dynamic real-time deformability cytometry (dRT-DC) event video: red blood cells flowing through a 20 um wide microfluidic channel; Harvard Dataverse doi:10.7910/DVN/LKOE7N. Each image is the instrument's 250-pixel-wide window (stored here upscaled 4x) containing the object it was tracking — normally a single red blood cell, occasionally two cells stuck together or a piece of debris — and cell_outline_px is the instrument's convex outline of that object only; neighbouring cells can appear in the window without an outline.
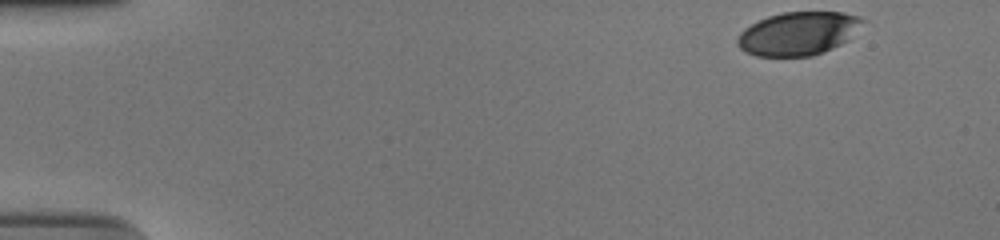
{"species": "human", "species_latin": "Homo sapiens", "temperature_condition": "cold", "stored_images_in_passage": 44, "camera_frame_rate_fps": 3000, "um_per_image_px": 0.085, "donor": {"sex": "male"}, "frame": {"image": 1, "passage_image": 1, "time_ms": 0.0, "image_size_px": [1000, 240], "cell_outline_px": [[868, 20], [848, 40], [832, 48], [812, 56], [756, 56], [740, 48], [736, 44], [736, 40], [740, 32], [744, 28], [768, 16], [784, 12], [840, 12], [860, 16]], "centroid_in_image_um": [67.88, 2.84], "position_along_channel_um": 17.1, "area_um2": 31.67}}
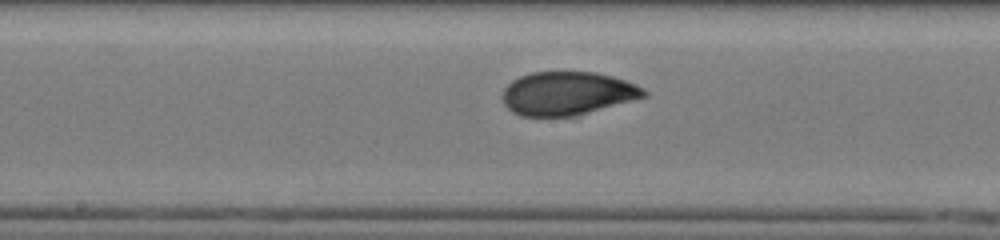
{"frame": {"image": 2, "passage_image": 26, "time_ms": 8.333, "image_size_px": [1000, 240], "cell_outline_px": [[648, 96], [572, 116], [520, 116], [512, 112], [504, 104], [500, 96], [504, 88], [512, 80], [520, 76], [532, 72], [596, 72], [612, 76], [636, 84], [644, 88], [648, 92]], "centroid_in_image_um": [48.2, 7.93], "position_along_channel_um": 200.0, "area_um2": 35.78}}
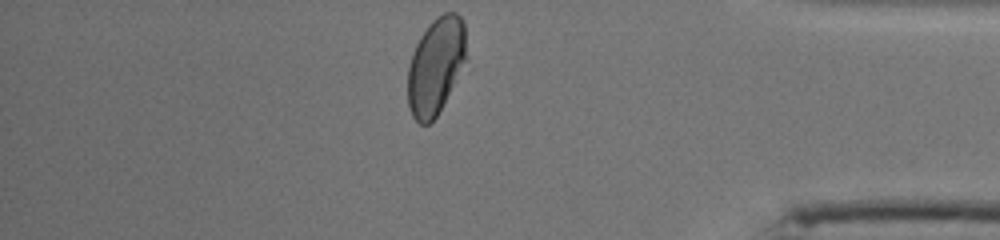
{"frame": {"image": 3, "passage_image": 44, "time_ms": 14.333, "image_size_px": [1000, 240], "cell_outline_px": [[464, 60], [436, 116], [428, 124], [420, 124], [412, 116], [408, 104], [408, 68], [412, 52], [420, 36], [428, 24], [436, 16], [444, 12], [456, 12], [464, 20]], "centroid_in_image_um": [36.98, 5.55], "position_along_channel_um": 398.2, "area_um2": 32.08}, "authors_computed_cell_mechanics": {"area_um2": 35.3736, "velocity_mm_per_s": 3.7438, "shape_relaxation_time_tau1_ms": 5.75, "shape_relaxation_time_tau2_ms": 1.0017, "deformation_change_tau1": 0.1669, "deformation_change_tau2": 0.049}}